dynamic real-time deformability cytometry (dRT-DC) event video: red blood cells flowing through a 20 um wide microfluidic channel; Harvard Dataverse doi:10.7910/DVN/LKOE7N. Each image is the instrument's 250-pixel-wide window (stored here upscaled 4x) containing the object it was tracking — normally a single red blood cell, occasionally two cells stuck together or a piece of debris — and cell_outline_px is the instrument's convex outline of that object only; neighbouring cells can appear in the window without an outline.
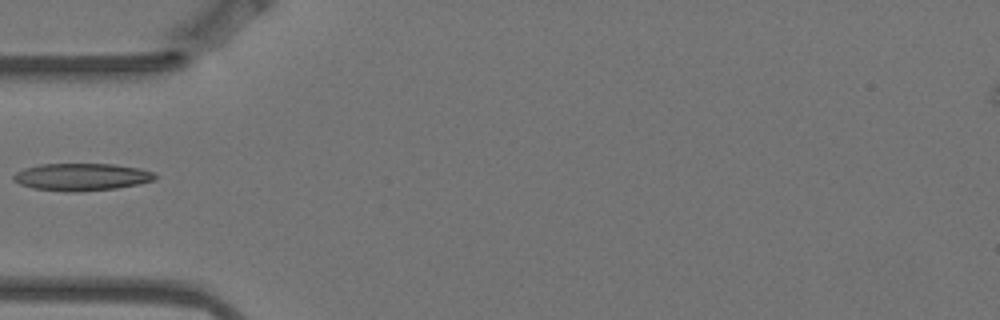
{"species": "Egyptian fruit bat (a non-hibernating species)", "species_latin": "Rousettus aegyptiacus", "temperature_condition": "warm", "stored_images_in_passage": 5, "camera_frame_rate_fps": 3000, "um_per_image_px": 0.085, "animal": {"sex": "female"}, "frame": {"image": 1, "passage_image": 5, "time_ms": 1.333, "image_size_px": [1000, 320], "cell_outline_px": [[156, 180], [140, 184], [116, 188], [80, 192], [72, 192], [32, 188], [20, 184], [12, 180], [12, 176], [16, 172], [24, 168], [40, 164], [116, 164], [140, 168], [156, 172]], "centroid_in_image_um": [6.97, 15.04], "position_along_channel_um": 78.0, "area_um2": 22.83}}